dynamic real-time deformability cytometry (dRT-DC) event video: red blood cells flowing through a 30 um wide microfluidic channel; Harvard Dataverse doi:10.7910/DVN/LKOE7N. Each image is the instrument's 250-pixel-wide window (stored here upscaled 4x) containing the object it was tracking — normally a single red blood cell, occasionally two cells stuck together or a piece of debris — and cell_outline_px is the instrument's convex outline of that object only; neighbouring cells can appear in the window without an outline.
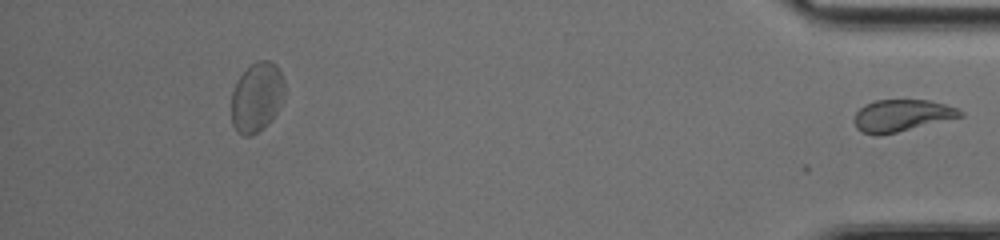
{"species": "common noctule bat (a hibernating species)", "species_latin": "Nyctalus noctula", "temperature_condition": "cold", "stored_images_in_passage": 48, "segment_of_instrument_passage": [2, 2], "camera_frame_rate_fps": 3000, "um_per_image_px": 0.085, "animal": {"sex": "female", "body_mass_g": 17.0, "forearm_length_mm": 48.0}, "frame": {"image": 1, "passage_image": 48, "time_ms": 15.667, "image_size_px": [1000, 240], "cell_outline_px": [[964, 116], [896, 132], [876, 136], [864, 132], [856, 128], [852, 120], [856, 112], [864, 104], [872, 100], [928, 100], [944, 104], [956, 108], [964, 112]], "centroid_in_image_um": [76.6, 9.81], "position_along_channel_um": 358.6, "area_um2": 19.71}}